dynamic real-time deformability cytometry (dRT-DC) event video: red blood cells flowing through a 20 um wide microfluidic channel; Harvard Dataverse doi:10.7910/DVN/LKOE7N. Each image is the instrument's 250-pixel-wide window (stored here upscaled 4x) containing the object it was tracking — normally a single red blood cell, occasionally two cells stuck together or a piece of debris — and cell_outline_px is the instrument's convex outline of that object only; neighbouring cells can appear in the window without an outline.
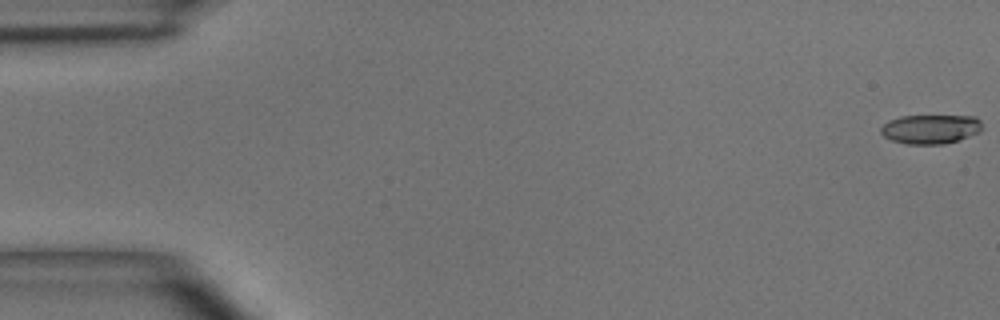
{"species": "common noctule bat (a hibernating species)", "species_latin": "Nyctalus noctula", "temperature_condition": "room temperature", "stored_images_in_passage": 4, "camera_frame_rate_fps": 3000, "um_per_image_px": 0.085, "animal": {"sex": "male", "body_mass_g": 15.6}, "frame": {"image": 1, "passage_image": 1, "time_ms": 0.0, "image_size_px": [1000, 320], "cell_outline_px": [[984, 128], [980, 132], [944, 144], [908, 144], [892, 140], [884, 136], [880, 132], [880, 128], [888, 120], [900, 116], [976, 116], [980, 120]], "centroid_in_image_um": [79.1, 10.96], "position_along_channel_um": 5.9, "area_um2": 17.28}}
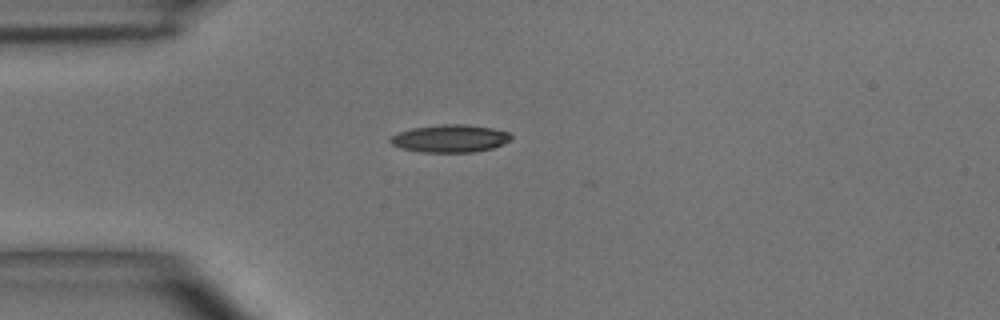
{"frame": {"image": 2, "passage_image": 4, "time_ms": 4.333, "image_size_px": [1000, 320], "cell_outline_px": [[512, 136], [508, 140], [492, 148], [472, 152], [420, 152], [400, 148], [392, 144], [388, 140], [392, 136], [400, 132], [412, 128], [440, 124], [464, 124], [492, 128], [508, 132]], "centroid_in_image_um": [38.21, 11.77], "position_along_channel_um": 46.8, "area_um2": 19.25}}